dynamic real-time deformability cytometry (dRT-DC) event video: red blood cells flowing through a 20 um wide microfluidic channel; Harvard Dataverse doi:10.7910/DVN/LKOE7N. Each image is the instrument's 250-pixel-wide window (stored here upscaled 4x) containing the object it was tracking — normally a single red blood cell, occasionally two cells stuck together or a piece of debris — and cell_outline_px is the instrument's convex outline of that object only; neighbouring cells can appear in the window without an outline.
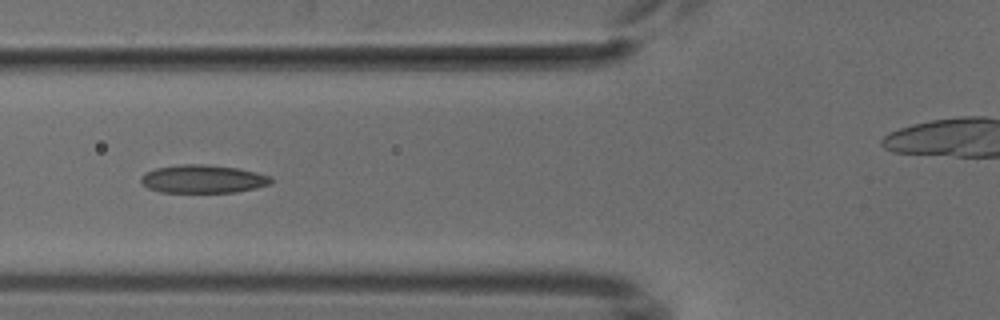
{"species": "common noctule bat (a hibernating species)", "species_latin": "Nyctalus noctula", "temperature_condition": "cold", "stored_images_in_passage": 6, "camera_frame_rate_fps": 3000, "um_per_image_px": 0.085, "animal": {"sex": "male", "body_mass_g": 18.8}, "frame": {"image": 1, "passage_image": 6, "time_ms": 6.333, "image_size_px": [1000, 320], "cell_outline_px": [[272, 184], [256, 188], [236, 192], [160, 192], [148, 188], [140, 180], [140, 176], [144, 172], [156, 168], [180, 164], [204, 164], [236, 168], [256, 172], [272, 176]], "centroid_in_image_um": [17.25, 15.21], "position_along_channel_um": 108.5, "area_um2": 21.44}}